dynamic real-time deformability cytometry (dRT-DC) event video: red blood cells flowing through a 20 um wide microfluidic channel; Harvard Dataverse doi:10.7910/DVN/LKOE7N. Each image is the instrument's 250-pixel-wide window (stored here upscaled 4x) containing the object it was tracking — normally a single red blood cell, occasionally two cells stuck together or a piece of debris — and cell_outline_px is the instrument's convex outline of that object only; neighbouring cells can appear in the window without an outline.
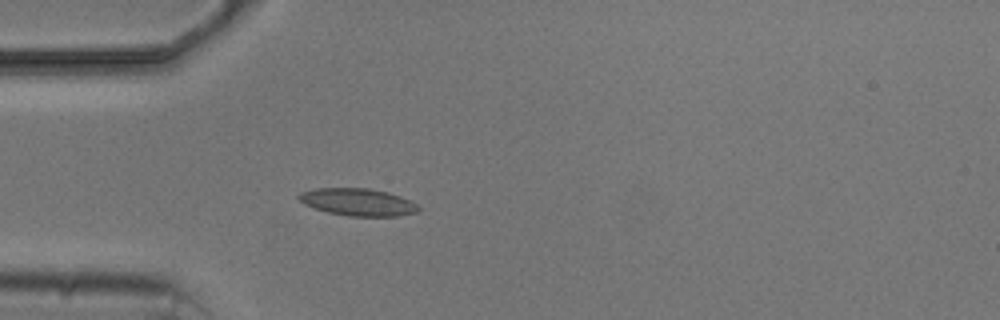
{"species": "common noctule bat (a hibernating species)", "species_latin": "Nyctalus noctula", "temperature_condition": "cold", "stored_images_in_passage": 3, "camera_frame_rate_fps": 3000, "um_per_image_px": 0.085, "animal": {"sex": "male", "body_mass_g": 20.5, "forearm_length_mm": 52.5}, "frame": {"image": 1, "passage_image": 3, "time_ms": 3.333, "image_size_px": [1000, 320], "cell_outline_px": [[420, 208], [416, 212], [396, 216], [348, 216], [328, 212], [304, 204], [296, 196], [300, 192], [316, 188], [368, 188], [388, 192], [400, 196], [416, 204]], "centroid_in_image_um": [30.39, 17.17], "position_along_channel_um": 54.6, "area_um2": 18.9}}